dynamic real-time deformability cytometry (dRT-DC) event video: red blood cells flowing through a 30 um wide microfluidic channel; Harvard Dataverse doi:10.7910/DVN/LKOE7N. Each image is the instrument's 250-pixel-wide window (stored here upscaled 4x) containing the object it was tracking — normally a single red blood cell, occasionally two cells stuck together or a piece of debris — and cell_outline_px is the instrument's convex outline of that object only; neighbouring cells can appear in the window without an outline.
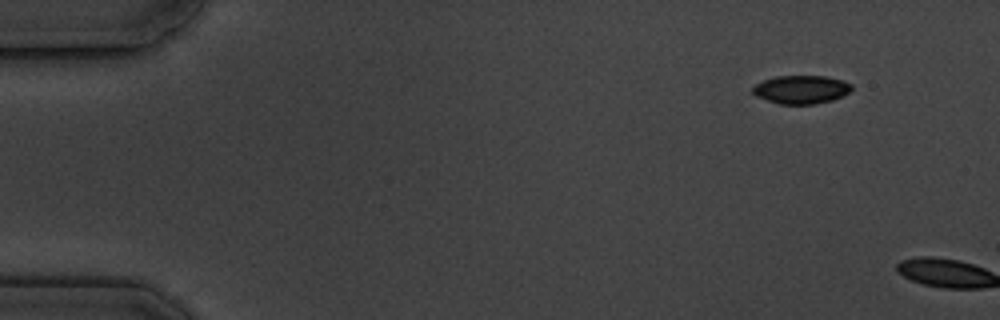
{"species": "common noctule bat (a hibernating species)", "species_latin": "Nyctalus noctula", "temperature_condition": "cold", "stored_images_in_passage": 2, "camera_frame_rate_fps": 3000, "um_per_image_px": 0.085, "animal": {"sex": "male", "body_mass_g": 19.5, "forearm_length_mm": 54.6}, "frame": {"image": 1, "passage_image": 1, "time_ms": 0.0, "image_size_px": [1000, 320], "cell_outline_px": [[852, 88], [848, 92], [832, 100], [816, 104], [780, 104], [756, 96], [752, 92], [752, 88], [756, 84], [764, 80], [776, 76], [824, 76], [844, 80], [852, 84]], "centroid_in_image_um": [68.1, 7.6], "position_along_channel_um": 16.9, "area_um2": 16.24}}